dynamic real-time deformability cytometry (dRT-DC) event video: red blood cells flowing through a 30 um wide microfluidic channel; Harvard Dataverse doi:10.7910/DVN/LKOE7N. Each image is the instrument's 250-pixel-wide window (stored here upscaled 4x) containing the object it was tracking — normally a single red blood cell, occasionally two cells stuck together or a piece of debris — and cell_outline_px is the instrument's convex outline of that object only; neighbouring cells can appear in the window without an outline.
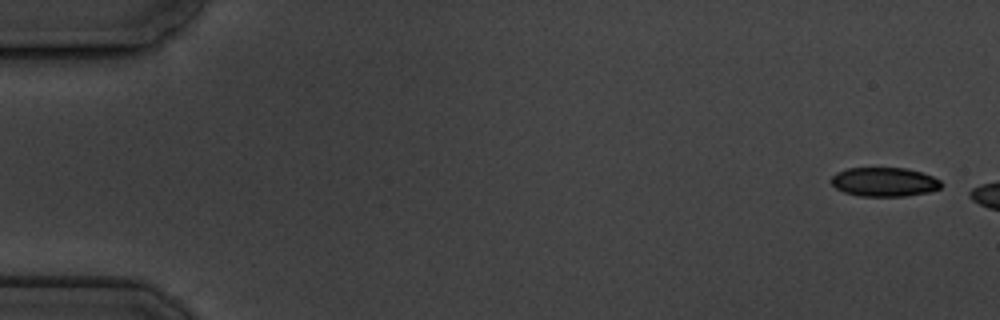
{"species": "common noctule bat (a hibernating species)", "species_latin": "Nyctalus noctula", "temperature_condition": "cold", "stored_images_in_passage": 3, "camera_frame_rate_fps": 3000, "um_per_image_px": 0.085, "animal": {"sex": "male", "body_mass_g": 19.5, "forearm_length_mm": 54.6}, "frame": {"image": 1, "passage_image": 1, "time_ms": 0.0, "image_size_px": [1000, 320], "cell_outline_px": [[944, 184], [940, 188], [928, 192], [904, 196], [860, 196], [844, 192], [836, 188], [828, 180], [836, 172], [848, 168], [908, 168], [932, 176], [940, 180]], "centroid_in_image_um": [75.15, 15.46], "position_along_channel_um": 9.9, "area_um2": 18.73}}